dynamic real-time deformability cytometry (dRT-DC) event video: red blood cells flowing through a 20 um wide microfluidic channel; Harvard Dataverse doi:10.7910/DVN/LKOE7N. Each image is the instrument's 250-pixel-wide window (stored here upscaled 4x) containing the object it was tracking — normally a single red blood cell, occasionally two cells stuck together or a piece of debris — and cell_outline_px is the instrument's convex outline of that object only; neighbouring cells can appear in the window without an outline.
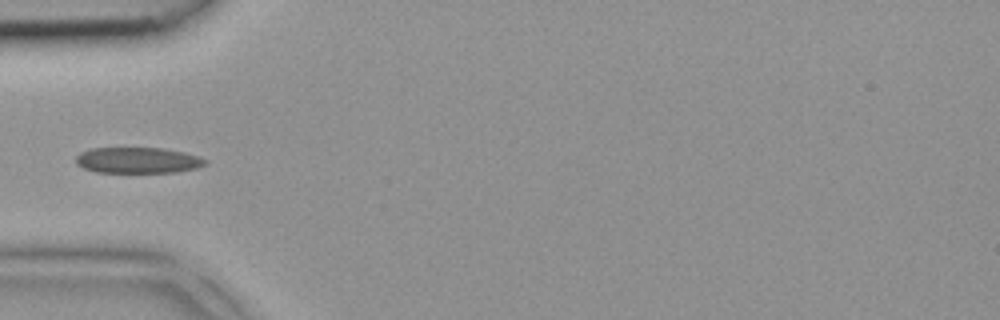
{"species": "common noctule bat (a hibernating species)", "species_latin": "Nyctalus noctula", "temperature_condition": "room temperature", "stored_images_in_passage": 5, "camera_frame_rate_fps": 3000, "um_per_image_px": 0.085, "animal": {"sex": "female", "body_mass_g": 18.4}, "frame": {"image": 1, "passage_image": 4, "time_ms": 1.0, "image_size_px": [1000, 320], "cell_outline_px": [[208, 164], [196, 168], [176, 172], [96, 172], [84, 168], [76, 164], [76, 156], [80, 152], [92, 148], [164, 148], [184, 152], [200, 156], [208, 160]], "centroid_in_image_um": [11.75, 13.62], "position_along_channel_um": 73.3, "area_um2": 19.65}}